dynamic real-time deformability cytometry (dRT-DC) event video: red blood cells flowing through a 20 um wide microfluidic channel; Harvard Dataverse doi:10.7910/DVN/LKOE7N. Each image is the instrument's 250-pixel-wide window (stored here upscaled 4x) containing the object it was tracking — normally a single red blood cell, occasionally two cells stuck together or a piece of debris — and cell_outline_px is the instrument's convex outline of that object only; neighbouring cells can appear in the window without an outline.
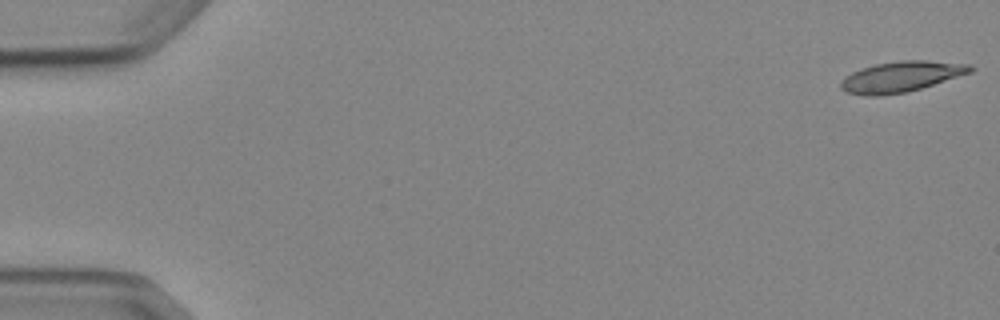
{"species": "Egyptian fruit bat (a non-hibernating species)", "species_latin": "Rousettus aegyptiacus", "temperature_condition": "cold", "stored_images_in_passage": 7, "camera_frame_rate_fps": 3000, "um_per_image_px": 0.085, "animal": {"sex": "female"}, "frame": {"image": 1, "passage_image": 1, "time_ms": 0.0, "image_size_px": [1000, 320], "cell_outline_px": [[976, 68], [972, 72], [920, 88], [904, 92], [880, 96], [864, 96], [844, 92], [840, 88], [840, 80], [852, 72], [876, 64], [900, 60], [924, 60], [972, 64]], "centroid_in_image_um": [76.59, 6.52], "position_along_channel_um": 8.4, "area_um2": 23.12}}
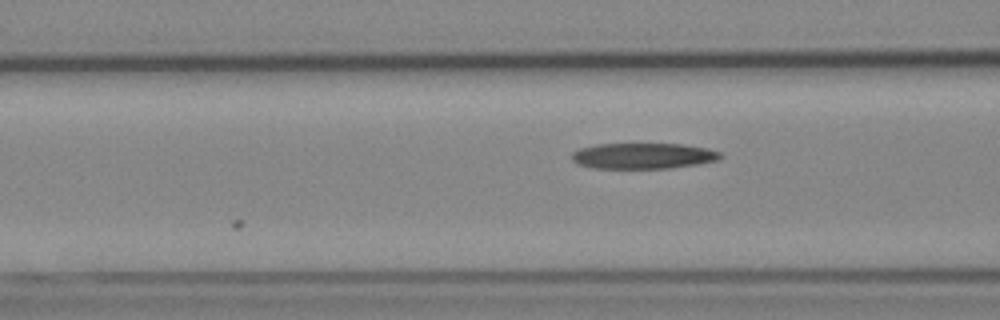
{"frame": {"image": 2, "passage_image": 6, "time_ms": 6.667, "image_size_px": [1000, 320], "cell_outline_px": [[724, 156], [716, 160], [696, 164], [672, 168], [592, 168], [576, 164], [572, 160], [572, 152], [580, 148], [596, 144], [680, 144], [708, 148], [720, 152]], "centroid_in_image_um": [54.64, 13.25], "position_along_channel_um": 112.0, "area_um2": 22.37}}